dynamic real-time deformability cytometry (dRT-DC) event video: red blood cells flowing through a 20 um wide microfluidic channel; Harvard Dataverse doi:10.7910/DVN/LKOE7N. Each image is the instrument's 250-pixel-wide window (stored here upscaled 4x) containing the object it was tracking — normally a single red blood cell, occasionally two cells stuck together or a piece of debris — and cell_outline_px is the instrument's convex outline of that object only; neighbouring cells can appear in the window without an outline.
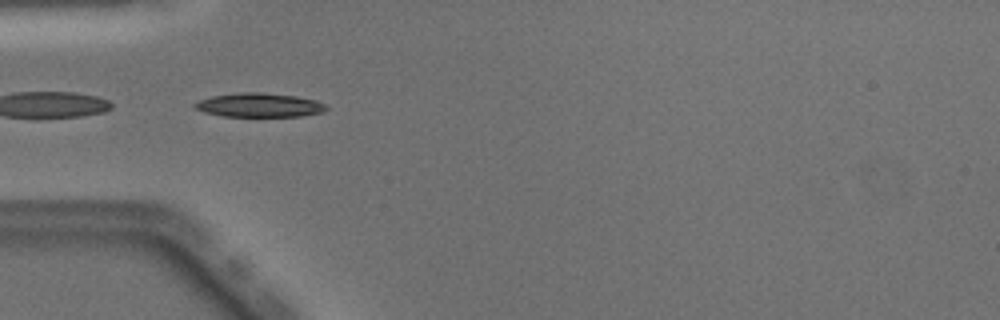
{"species": "Egyptian fruit bat (a non-hibernating species)", "species_latin": "Rousettus aegyptiacus", "temperature_condition": "warm", "stored_images_in_passage": 50, "segment_of_instrument_passage": [2, 2], "camera_frame_rate_fps": 3000, "um_per_image_px": 0.085, "animal": {"sex": "male"}, "frame": {"image": 1, "passage_image": 16, "time_ms": 5.0, "image_size_px": [1000, 320], "cell_outline_px": [[328, 108], [324, 112], [300, 116], [224, 116], [204, 112], [196, 108], [192, 104], [196, 100], [212, 96], [240, 92], [260, 92], [296, 96], [316, 100], [324, 104]], "centroid_in_image_um": [22.02, 8.92], "position_along_channel_um": 63.0, "area_um2": 18.38}}
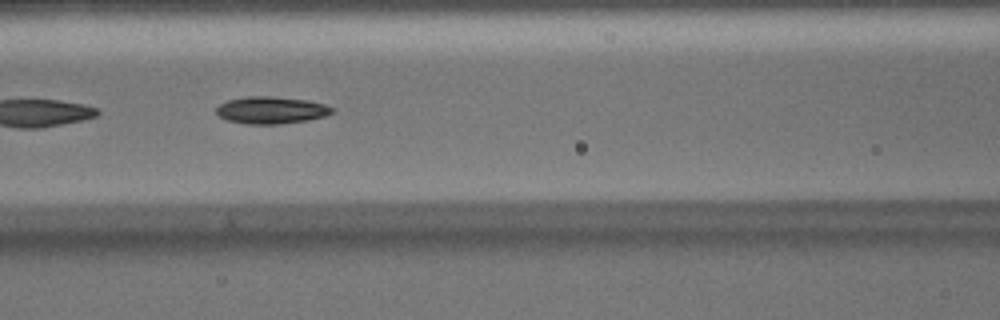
{"frame": {"image": 2, "passage_image": 22, "time_ms": 7.0, "image_size_px": [1000, 320], "cell_outline_px": [[336, 112], [324, 116], [308, 120], [280, 124], [244, 124], [228, 120], [220, 116], [216, 112], [216, 108], [220, 104], [228, 100], [244, 96], [268, 96], [304, 100], [324, 104], [336, 108]], "centroid_in_image_um": [23.07, 9.37], "position_along_channel_um": 143.5, "area_um2": 18.32}}
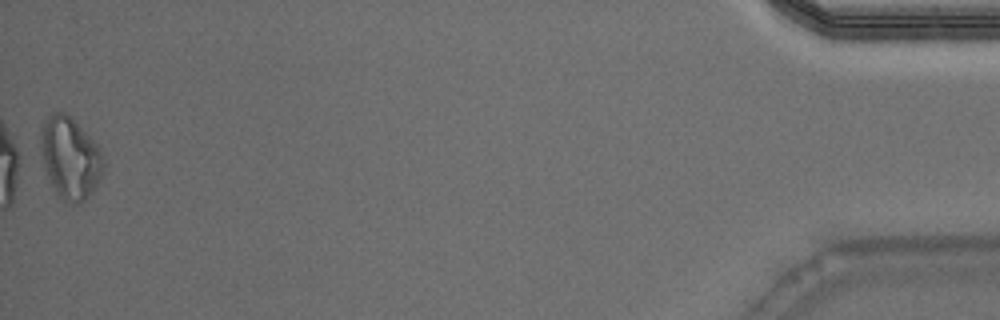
{"frame": {"image": 3, "passage_image": 50, "time_ms": 16.333, "image_size_px": [1000, 320], "cell_outline_px": [[104, 164], [100, 176], [92, 192], [80, 204], [68, 204], [56, 192], [44, 168], [40, 144], [40, 124], [52, 112], [64, 112], [96, 144], [104, 160]], "centroid_in_image_um": [5.92, 13.43], "position_along_channel_um": 429.3, "area_um2": 29.36}}